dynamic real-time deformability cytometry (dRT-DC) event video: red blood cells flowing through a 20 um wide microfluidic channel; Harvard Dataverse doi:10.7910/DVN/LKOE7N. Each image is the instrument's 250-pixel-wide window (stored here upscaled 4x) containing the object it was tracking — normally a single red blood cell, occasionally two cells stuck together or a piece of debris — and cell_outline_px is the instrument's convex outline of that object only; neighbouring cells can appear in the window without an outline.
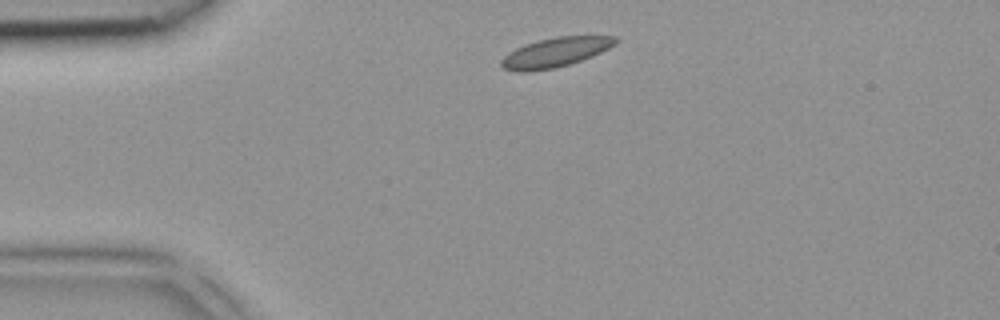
{"species": "common noctule bat (a hibernating species)", "species_latin": "Nyctalus noctula", "temperature_condition": "room temperature", "stored_images_in_passage": 2, "camera_frame_rate_fps": 3000, "um_per_image_px": 0.085, "animal": {"sex": "female", "body_mass_g": 18.4}, "frame": {"image": 1, "passage_image": 1, "time_ms": 0.0, "image_size_px": [1000, 320], "cell_outline_px": [[620, 40], [616, 44], [592, 56], [568, 64], [552, 68], [524, 72], [520, 72], [504, 68], [500, 64], [500, 60], [508, 52], [524, 44], [556, 36], [620, 36]], "centroid_in_image_um": [47.22, 4.43], "position_along_channel_um": 37.8, "area_um2": 19.48}}